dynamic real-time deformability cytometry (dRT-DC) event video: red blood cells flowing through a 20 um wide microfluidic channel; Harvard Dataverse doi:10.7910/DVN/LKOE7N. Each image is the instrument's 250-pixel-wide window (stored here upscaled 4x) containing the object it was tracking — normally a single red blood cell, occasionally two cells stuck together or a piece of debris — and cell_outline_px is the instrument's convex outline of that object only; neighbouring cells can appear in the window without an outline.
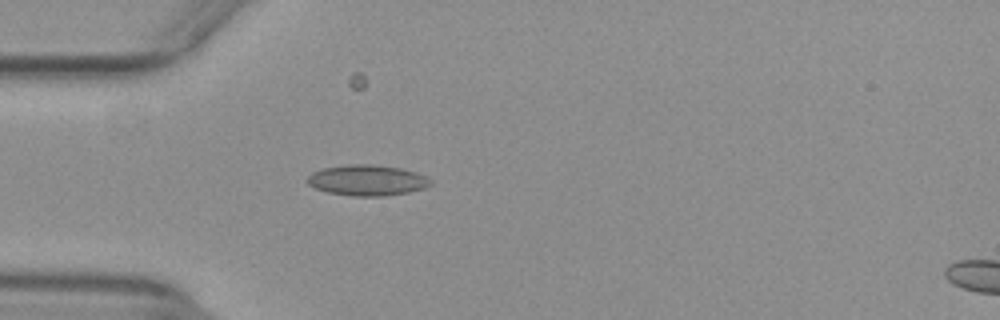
{"species": "common noctule bat (a hibernating species)", "species_latin": "Nyctalus noctula", "temperature_condition": "warm", "stored_images_in_passage": 53, "camera_frame_rate_fps": 3000, "um_per_image_px": 0.085, "animal": {"sex": "female", "body_mass_g": 29.2, "forearm_length_mm": 56.3}, "frame": {"image": 1, "passage_image": 16, "time_ms": 5.0, "image_size_px": [1000, 320], "cell_outline_px": [[432, 184], [424, 188], [408, 192], [384, 196], [352, 196], [328, 192], [316, 188], [308, 184], [304, 180], [312, 172], [320, 168], [348, 164], [376, 164], [400, 168], [416, 172], [432, 180]], "centroid_in_image_um": [31.18, 15.31], "position_along_channel_um": 53.8, "area_um2": 22.25}}
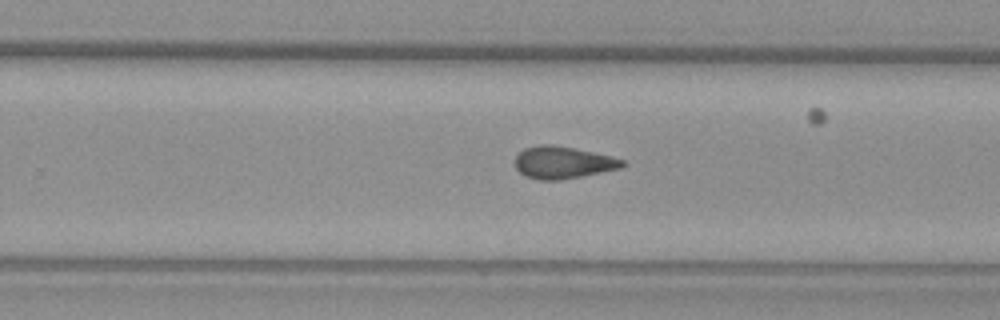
{"frame": {"image": 2, "passage_image": 34, "time_ms": 11.0, "image_size_px": [1000, 320], "cell_outline_px": [[624, 164], [620, 168], [560, 180], [540, 180], [524, 176], [516, 168], [516, 156], [524, 148], [540, 144], [552, 144], [592, 152], [624, 160]], "centroid_in_image_um": [47.79, 13.81], "position_along_channel_um": 282.0, "area_um2": 19.77}}
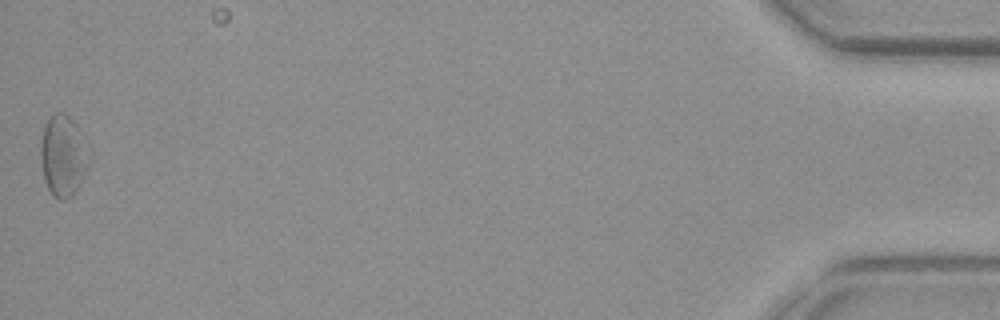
{"frame": {"image": 3, "passage_image": 53, "time_ms": 17.333, "image_size_px": [1000, 320], "cell_outline_px": [[92, 160], [80, 184], [72, 196], [68, 200], [60, 200], [52, 196], [44, 180], [40, 160], [40, 148], [44, 124], [56, 112], [64, 112], [76, 124], [84, 136], [92, 156]], "centroid_in_image_um": [5.4, 13.26], "position_along_channel_um": 429.8, "area_um2": 23.58}, "authors_computed_cell_mechanics": {"area_um2": 20.7502, "velocity_mm_per_s": 3.9347, "shape_relaxation_time_tau1_ms": null, "shape_relaxation_time_tau2_ms": 1.8071, "deformation_change_tau1": null, "deformation_change_tau2": 0.0699}}